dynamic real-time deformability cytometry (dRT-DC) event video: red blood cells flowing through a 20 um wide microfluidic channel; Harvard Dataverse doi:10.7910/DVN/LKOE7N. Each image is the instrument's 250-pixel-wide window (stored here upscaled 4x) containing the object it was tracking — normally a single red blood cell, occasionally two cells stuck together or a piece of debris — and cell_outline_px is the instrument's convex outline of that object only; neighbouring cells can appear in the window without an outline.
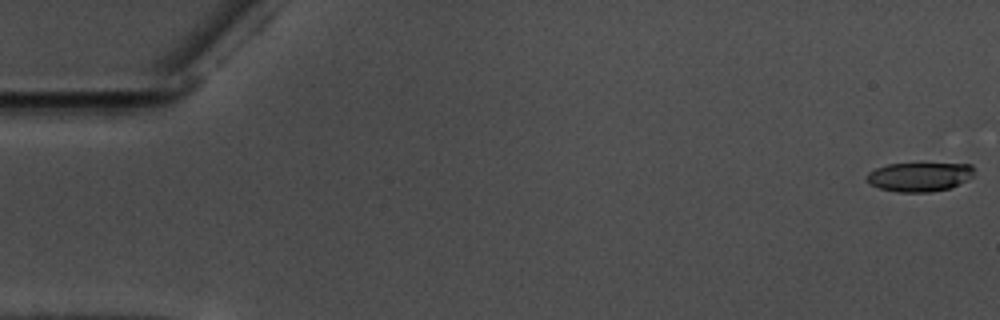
{"species": "common noctule bat (a hibernating species)", "species_latin": "Nyctalus noctula", "temperature_condition": "warm", "stored_images_in_passage": 58, "camera_frame_rate_fps": 3000, "um_per_image_px": 0.085, "animal": {"sex": "male", "body_mass_g": 17.5, "forearm_length_mm": 52.3}, "frame": {"image": 1, "passage_image": 1, "time_ms": 0.0, "image_size_px": [1000, 320], "cell_outline_px": [[976, 168], [972, 176], [968, 180], [948, 188], [928, 192], [896, 192], [880, 188], [872, 184], [868, 180], [868, 172], [876, 168], [888, 164], [972, 164]], "centroid_in_image_um": [78.19, 15.02], "position_along_channel_um": 6.8, "area_um2": 17.98}}
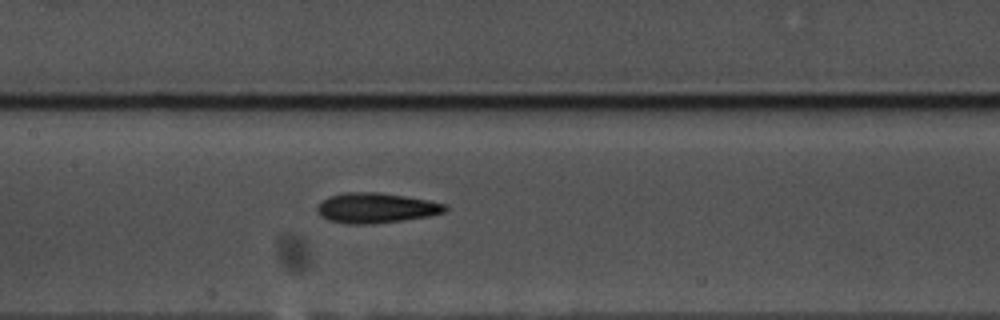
{"frame": {"image": 2, "passage_image": 28, "time_ms": 9.0, "image_size_px": [1000, 320], "cell_outline_px": [[448, 208], [444, 212], [428, 216], [372, 224], [348, 224], [328, 220], [320, 216], [316, 208], [328, 196], [344, 192], [380, 192], [428, 200], [444, 204]], "centroid_in_image_um": [31.92, 17.67], "position_along_channel_um": 175.5, "area_um2": 22.31}}
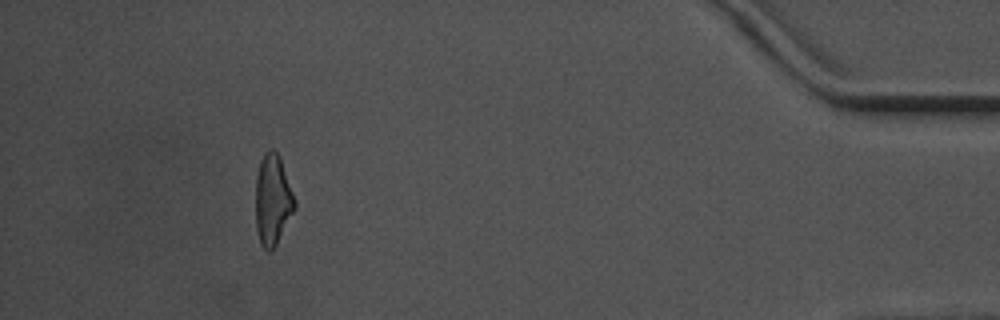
{"frame": {"image": 3, "passage_image": 53, "time_ms": 17.333, "image_size_px": [1000, 320], "cell_outline_px": [[296, 208], [276, 244], [268, 252], [260, 244], [256, 228], [256, 176], [260, 160], [264, 152], [268, 148], [272, 148], [280, 156], [296, 200]], "centroid_in_image_um": [23.18, 16.95], "position_along_channel_um": 412.0, "area_um2": 20.81}, "authors_computed_cell_mechanics": {"area_um2": 20.808, "velocity_mm_per_s": 3.5838, "shape_relaxation_time_tau1_ms": 4.5407, "shape_relaxation_time_tau2_ms": 2.3291, "deformation_change_tau1": 0.1579, "deformation_change_tau2": 0.1145}}